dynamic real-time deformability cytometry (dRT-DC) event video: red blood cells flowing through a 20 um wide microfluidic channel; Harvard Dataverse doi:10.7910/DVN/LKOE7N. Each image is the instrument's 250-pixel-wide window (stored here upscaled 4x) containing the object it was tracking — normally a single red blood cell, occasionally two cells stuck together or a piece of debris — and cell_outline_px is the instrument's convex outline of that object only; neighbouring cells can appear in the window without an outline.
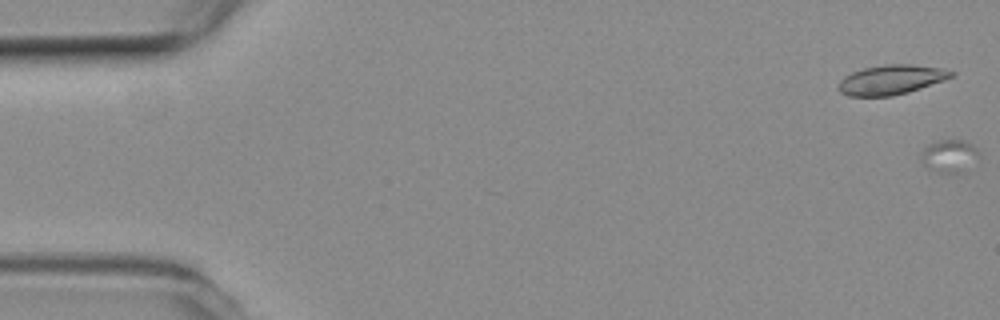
{"species": "common noctule bat (a hibernating species)", "species_latin": "Nyctalus noctula", "temperature_condition": "room temperature", "stored_images_in_passage": 2, "segment_of_instrument_passage": [2, 2], "camera_frame_rate_fps": 3000, "um_per_image_px": 0.085, "animal": {"sex": "female", "body_mass_g": 19.3, "forearm_length_mm": 54.1}, "frame": {"image": 1, "passage_image": 2, "time_ms": 0.333, "image_size_px": [1000, 320], "cell_outline_px": [[980, 152], [960, 172], [940, 172], [924, 164], [924, 148], [928, 144], [936, 140], [964, 140], [972, 144]], "centroid_in_image_um": [80.7, 13.19], "position_along_channel_um": 4.3, "area_um2": 10.17}}